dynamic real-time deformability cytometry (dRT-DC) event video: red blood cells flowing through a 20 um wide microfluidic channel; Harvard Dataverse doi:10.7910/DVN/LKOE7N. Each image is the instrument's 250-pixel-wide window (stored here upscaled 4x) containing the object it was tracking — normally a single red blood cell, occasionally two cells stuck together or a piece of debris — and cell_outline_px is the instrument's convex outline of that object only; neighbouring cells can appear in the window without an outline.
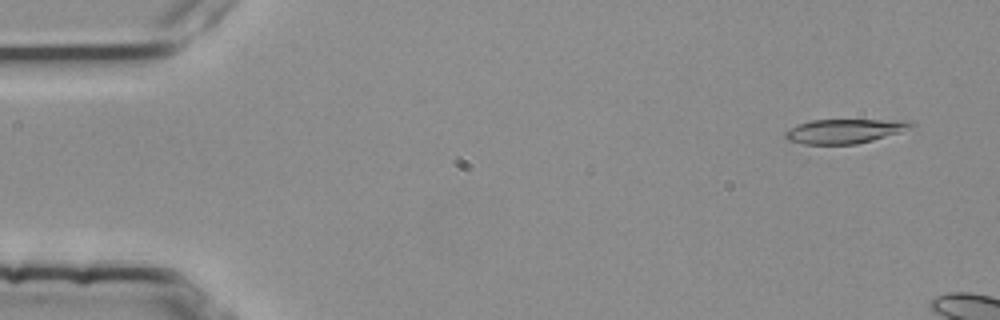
{"species": "common noctule bat (a hibernating species)", "species_latin": "Nyctalus noctula", "temperature_condition": "room temperature", "stored_images_in_passage": 5, "camera_frame_rate_fps": 3000, "um_per_image_px": 0.085, "animal": {"sex": "female", "body_mass_g": 25.1}, "frame": {"image": 1, "passage_image": 1, "time_ms": 0.0, "image_size_px": [1000, 320], "cell_outline_px": [[916, 124], [912, 128], [900, 132], [872, 140], [856, 144], [804, 144], [788, 140], [784, 136], [784, 132], [800, 124], [812, 120], [912, 120]], "centroid_in_image_um": [71.85, 11.14], "position_along_channel_um": 13.2, "area_um2": 17.74}}
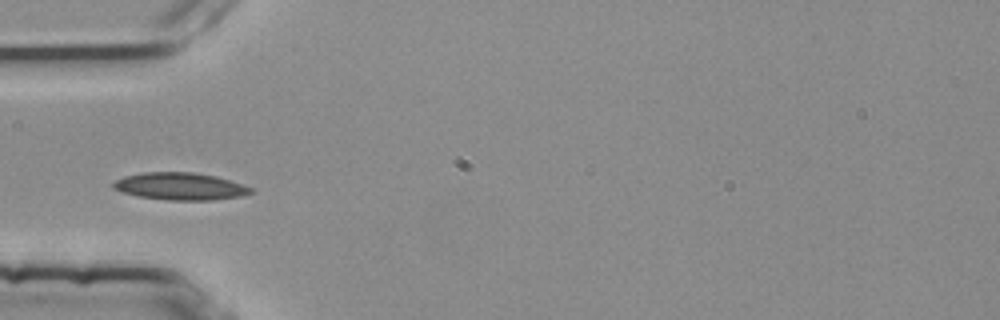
{"frame": {"image": 2, "passage_image": 5, "time_ms": 1.333, "image_size_px": [1000, 320], "cell_outline_px": [[256, 192], [240, 196], [216, 200], [168, 200], [136, 196], [120, 192], [112, 188], [112, 184], [116, 180], [124, 176], [144, 172], [192, 172], [216, 176], [252, 188]], "centroid_in_image_um": [15.29, 15.84], "position_along_channel_um": 69.7, "area_um2": 21.96}}